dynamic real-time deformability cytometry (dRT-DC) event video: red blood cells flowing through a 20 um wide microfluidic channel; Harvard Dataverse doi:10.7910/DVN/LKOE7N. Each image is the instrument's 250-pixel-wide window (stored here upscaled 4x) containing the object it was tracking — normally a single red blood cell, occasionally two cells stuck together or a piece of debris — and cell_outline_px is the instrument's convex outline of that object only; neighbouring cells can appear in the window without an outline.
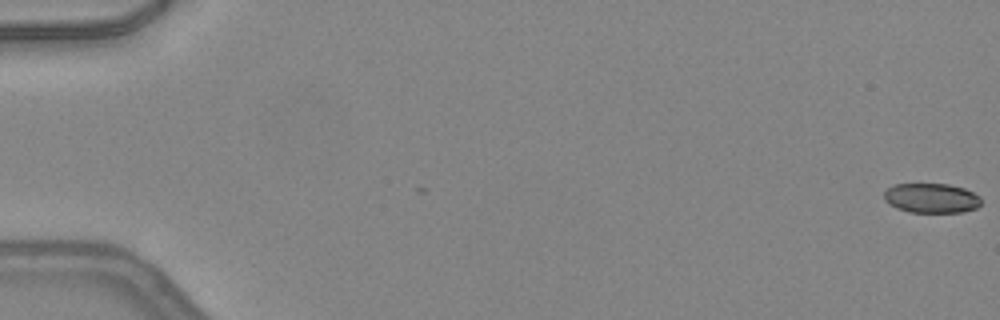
{"species": "common noctule bat (a hibernating species)", "species_latin": "Nyctalus noctula", "temperature_condition": "warm", "stored_images_in_passage": 13, "camera_frame_rate_fps": 3000, "um_per_image_px": 0.085, "animal": {"sex": "female", "body_mass_g": 24.6, "forearm_length_mm": 56.2}, "frame": {"image": 1, "passage_image": 1, "time_ms": 0.0, "image_size_px": [1000, 320], "cell_outline_px": [[980, 204], [976, 208], [964, 212], [908, 212], [896, 208], [888, 204], [884, 200], [884, 192], [892, 184], [948, 184], [964, 188], [980, 196]], "centroid_in_image_um": [79.14, 16.84], "position_along_channel_um": 5.9, "area_um2": 16.88}}
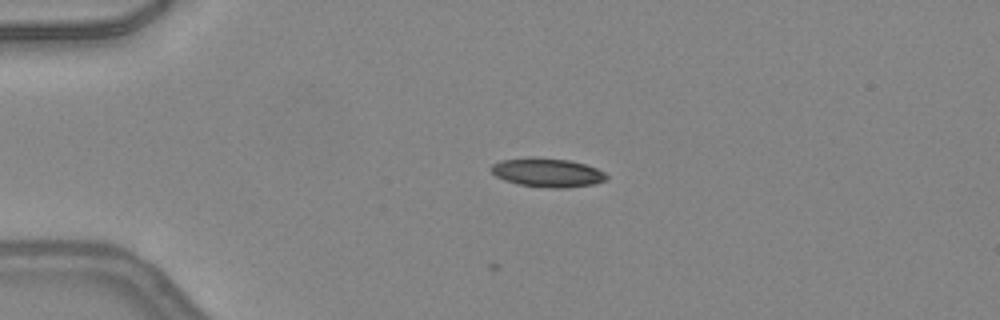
{"frame": {"image": 2, "passage_image": 13, "time_ms": 4.0, "image_size_px": [1000, 320], "cell_outline_px": [[608, 180], [592, 184], [564, 188], [552, 188], [520, 184], [504, 180], [496, 176], [488, 168], [492, 164], [500, 160], [532, 156], [536, 156], [568, 160], [584, 164], [596, 168], [604, 172], [608, 176]], "centroid_in_image_um": [46.5, 14.65], "position_along_channel_um": 38.5, "area_um2": 19.54}}